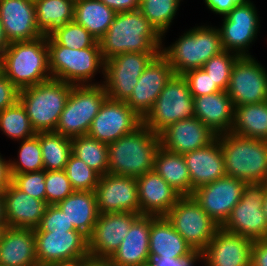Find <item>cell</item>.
<instances>
[{
	"instance_id": "1",
	"label": "cell",
	"mask_w": 267,
	"mask_h": 266,
	"mask_svg": "<svg viewBox=\"0 0 267 266\" xmlns=\"http://www.w3.org/2000/svg\"><path fill=\"white\" fill-rule=\"evenodd\" d=\"M162 38L139 10L116 13L99 40L104 61L125 52H161Z\"/></svg>"
},
{
	"instance_id": "2",
	"label": "cell",
	"mask_w": 267,
	"mask_h": 266,
	"mask_svg": "<svg viewBox=\"0 0 267 266\" xmlns=\"http://www.w3.org/2000/svg\"><path fill=\"white\" fill-rule=\"evenodd\" d=\"M1 72L20 91L52 79L47 38L13 42L0 55Z\"/></svg>"
},
{
	"instance_id": "3",
	"label": "cell",
	"mask_w": 267,
	"mask_h": 266,
	"mask_svg": "<svg viewBox=\"0 0 267 266\" xmlns=\"http://www.w3.org/2000/svg\"><path fill=\"white\" fill-rule=\"evenodd\" d=\"M160 137L142 124L108 145V173L138 178L153 171Z\"/></svg>"
},
{
	"instance_id": "4",
	"label": "cell",
	"mask_w": 267,
	"mask_h": 266,
	"mask_svg": "<svg viewBox=\"0 0 267 266\" xmlns=\"http://www.w3.org/2000/svg\"><path fill=\"white\" fill-rule=\"evenodd\" d=\"M225 174L246 182H267V140L247 138L232 132L218 135Z\"/></svg>"
},
{
	"instance_id": "5",
	"label": "cell",
	"mask_w": 267,
	"mask_h": 266,
	"mask_svg": "<svg viewBox=\"0 0 267 266\" xmlns=\"http://www.w3.org/2000/svg\"><path fill=\"white\" fill-rule=\"evenodd\" d=\"M72 87L50 79L19 91V101L36 133L55 131Z\"/></svg>"
},
{
	"instance_id": "6",
	"label": "cell",
	"mask_w": 267,
	"mask_h": 266,
	"mask_svg": "<svg viewBox=\"0 0 267 266\" xmlns=\"http://www.w3.org/2000/svg\"><path fill=\"white\" fill-rule=\"evenodd\" d=\"M224 51L218 28L197 26L184 33L169 47L163 46L161 53L169 61L174 74L202 68L213 56Z\"/></svg>"
},
{
	"instance_id": "7",
	"label": "cell",
	"mask_w": 267,
	"mask_h": 266,
	"mask_svg": "<svg viewBox=\"0 0 267 266\" xmlns=\"http://www.w3.org/2000/svg\"><path fill=\"white\" fill-rule=\"evenodd\" d=\"M48 49L52 79L72 85L100 84L92 82L97 71H102L104 76L105 61L100 47L71 49L61 45H48Z\"/></svg>"
},
{
	"instance_id": "8",
	"label": "cell",
	"mask_w": 267,
	"mask_h": 266,
	"mask_svg": "<svg viewBox=\"0 0 267 266\" xmlns=\"http://www.w3.org/2000/svg\"><path fill=\"white\" fill-rule=\"evenodd\" d=\"M107 97L102 83L73 85L54 132L71 139L87 135Z\"/></svg>"
},
{
	"instance_id": "9",
	"label": "cell",
	"mask_w": 267,
	"mask_h": 266,
	"mask_svg": "<svg viewBox=\"0 0 267 266\" xmlns=\"http://www.w3.org/2000/svg\"><path fill=\"white\" fill-rule=\"evenodd\" d=\"M193 96L183 75L174 74L159 94L152 109L143 118L146 125L155 134L182 119L194 118Z\"/></svg>"
},
{
	"instance_id": "10",
	"label": "cell",
	"mask_w": 267,
	"mask_h": 266,
	"mask_svg": "<svg viewBox=\"0 0 267 266\" xmlns=\"http://www.w3.org/2000/svg\"><path fill=\"white\" fill-rule=\"evenodd\" d=\"M196 252H203L220 228L192 196H181L165 215Z\"/></svg>"
},
{
	"instance_id": "11",
	"label": "cell",
	"mask_w": 267,
	"mask_h": 266,
	"mask_svg": "<svg viewBox=\"0 0 267 266\" xmlns=\"http://www.w3.org/2000/svg\"><path fill=\"white\" fill-rule=\"evenodd\" d=\"M266 190L267 182L247 184L240 201L221 228L253 241L267 239V219L262 209Z\"/></svg>"
},
{
	"instance_id": "12",
	"label": "cell",
	"mask_w": 267,
	"mask_h": 266,
	"mask_svg": "<svg viewBox=\"0 0 267 266\" xmlns=\"http://www.w3.org/2000/svg\"><path fill=\"white\" fill-rule=\"evenodd\" d=\"M161 52H125L105 61L104 81L108 98L126 102L146 66Z\"/></svg>"
},
{
	"instance_id": "13",
	"label": "cell",
	"mask_w": 267,
	"mask_h": 266,
	"mask_svg": "<svg viewBox=\"0 0 267 266\" xmlns=\"http://www.w3.org/2000/svg\"><path fill=\"white\" fill-rule=\"evenodd\" d=\"M226 92L235 107L267 101V70L252 55L240 56Z\"/></svg>"
},
{
	"instance_id": "14",
	"label": "cell",
	"mask_w": 267,
	"mask_h": 266,
	"mask_svg": "<svg viewBox=\"0 0 267 266\" xmlns=\"http://www.w3.org/2000/svg\"><path fill=\"white\" fill-rule=\"evenodd\" d=\"M257 15L253 2L244 0L223 16L222 26L218 30L224 50L235 52L239 56H250L249 46L257 38L260 27Z\"/></svg>"
},
{
	"instance_id": "15",
	"label": "cell",
	"mask_w": 267,
	"mask_h": 266,
	"mask_svg": "<svg viewBox=\"0 0 267 266\" xmlns=\"http://www.w3.org/2000/svg\"><path fill=\"white\" fill-rule=\"evenodd\" d=\"M143 119L124 101L106 98L94 117L88 136L107 145L134 132Z\"/></svg>"
},
{
	"instance_id": "16",
	"label": "cell",
	"mask_w": 267,
	"mask_h": 266,
	"mask_svg": "<svg viewBox=\"0 0 267 266\" xmlns=\"http://www.w3.org/2000/svg\"><path fill=\"white\" fill-rule=\"evenodd\" d=\"M247 183L225 175L194 190L192 197L218 225L222 226L240 201Z\"/></svg>"
},
{
	"instance_id": "17",
	"label": "cell",
	"mask_w": 267,
	"mask_h": 266,
	"mask_svg": "<svg viewBox=\"0 0 267 266\" xmlns=\"http://www.w3.org/2000/svg\"><path fill=\"white\" fill-rule=\"evenodd\" d=\"M138 213H100L88 236V253L95 260H108L129 233Z\"/></svg>"
},
{
	"instance_id": "18",
	"label": "cell",
	"mask_w": 267,
	"mask_h": 266,
	"mask_svg": "<svg viewBox=\"0 0 267 266\" xmlns=\"http://www.w3.org/2000/svg\"><path fill=\"white\" fill-rule=\"evenodd\" d=\"M34 233L38 266L89 256L88 237L81 231Z\"/></svg>"
},
{
	"instance_id": "19",
	"label": "cell",
	"mask_w": 267,
	"mask_h": 266,
	"mask_svg": "<svg viewBox=\"0 0 267 266\" xmlns=\"http://www.w3.org/2000/svg\"><path fill=\"white\" fill-rule=\"evenodd\" d=\"M99 213L128 212L140 214L137 179L106 173L95 188Z\"/></svg>"
},
{
	"instance_id": "20",
	"label": "cell",
	"mask_w": 267,
	"mask_h": 266,
	"mask_svg": "<svg viewBox=\"0 0 267 266\" xmlns=\"http://www.w3.org/2000/svg\"><path fill=\"white\" fill-rule=\"evenodd\" d=\"M173 75L169 61L160 53L146 66L126 103L143 119Z\"/></svg>"
},
{
	"instance_id": "21",
	"label": "cell",
	"mask_w": 267,
	"mask_h": 266,
	"mask_svg": "<svg viewBox=\"0 0 267 266\" xmlns=\"http://www.w3.org/2000/svg\"><path fill=\"white\" fill-rule=\"evenodd\" d=\"M253 240L223 230L216 231L202 252L206 266H250Z\"/></svg>"
},
{
	"instance_id": "22",
	"label": "cell",
	"mask_w": 267,
	"mask_h": 266,
	"mask_svg": "<svg viewBox=\"0 0 267 266\" xmlns=\"http://www.w3.org/2000/svg\"><path fill=\"white\" fill-rule=\"evenodd\" d=\"M160 146L184 155L210 144L217 135L198 118L182 119L165 128L160 134Z\"/></svg>"
},
{
	"instance_id": "23",
	"label": "cell",
	"mask_w": 267,
	"mask_h": 266,
	"mask_svg": "<svg viewBox=\"0 0 267 266\" xmlns=\"http://www.w3.org/2000/svg\"><path fill=\"white\" fill-rule=\"evenodd\" d=\"M0 20L10 43L43 36L37 27L34 0H0Z\"/></svg>"
},
{
	"instance_id": "24",
	"label": "cell",
	"mask_w": 267,
	"mask_h": 266,
	"mask_svg": "<svg viewBox=\"0 0 267 266\" xmlns=\"http://www.w3.org/2000/svg\"><path fill=\"white\" fill-rule=\"evenodd\" d=\"M136 179L138 184L140 215L155 217L165 216L181 197V195L154 170Z\"/></svg>"
},
{
	"instance_id": "25",
	"label": "cell",
	"mask_w": 267,
	"mask_h": 266,
	"mask_svg": "<svg viewBox=\"0 0 267 266\" xmlns=\"http://www.w3.org/2000/svg\"><path fill=\"white\" fill-rule=\"evenodd\" d=\"M8 227L36 229L45 214L47 202L31 197L12 182L2 192Z\"/></svg>"
},
{
	"instance_id": "26",
	"label": "cell",
	"mask_w": 267,
	"mask_h": 266,
	"mask_svg": "<svg viewBox=\"0 0 267 266\" xmlns=\"http://www.w3.org/2000/svg\"><path fill=\"white\" fill-rule=\"evenodd\" d=\"M183 157L193 191L226 175L224 156L218 136L207 146L188 152Z\"/></svg>"
},
{
	"instance_id": "27",
	"label": "cell",
	"mask_w": 267,
	"mask_h": 266,
	"mask_svg": "<svg viewBox=\"0 0 267 266\" xmlns=\"http://www.w3.org/2000/svg\"><path fill=\"white\" fill-rule=\"evenodd\" d=\"M151 216L140 215L114 254L107 260L110 266H142L150 261Z\"/></svg>"
},
{
	"instance_id": "28",
	"label": "cell",
	"mask_w": 267,
	"mask_h": 266,
	"mask_svg": "<svg viewBox=\"0 0 267 266\" xmlns=\"http://www.w3.org/2000/svg\"><path fill=\"white\" fill-rule=\"evenodd\" d=\"M195 117L217 136L232 131L235 106L226 91L193 98Z\"/></svg>"
},
{
	"instance_id": "29",
	"label": "cell",
	"mask_w": 267,
	"mask_h": 266,
	"mask_svg": "<svg viewBox=\"0 0 267 266\" xmlns=\"http://www.w3.org/2000/svg\"><path fill=\"white\" fill-rule=\"evenodd\" d=\"M0 265L38 266L34 229H3L0 237Z\"/></svg>"
},
{
	"instance_id": "30",
	"label": "cell",
	"mask_w": 267,
	"mask_h": 266,
	"mask_svg": "<svg viewBox=\"0 0 267 266\" xmlns=\"http://www.w3.org/2000/svg\"><path fill=\"white\" fill-rule=\"evenodd\" d=\"M195 251L165 216H151L150 257L185 258Z\"/></svg>"
},
{
	"instance_id": "31",
	"label": "cell",
	"mask_w": 267,
	"mask_h": 266,
	"mask_svg": "<svg viewBox=\"0 0 267 266\" xmlns=\"http://www.w3.org/2000/svg\"><path fill=\"white\" fill-rule=\"evenodd\" d=\"M56 205L76 230L87 237L92 233L100 214L94 191H74Z\"/></svg>"
},
{
	"instance_id": "32",
	"label": "cell",
	"mask_w": 267,
	"mask_h": 266,
	"mask_svg": "<svg viewBox=\"0 0 267 266\" xmlns=\"http://www.w3.org/2000/svg\"><path fill=\"white\" fill-rule=\"evenodd\" d=\"M181 196H192L191 181L183 155L159 147L155 154L154 169Z\"/></svg>"
},
{
	"instance_id": "33",
	"label": "cell",
	"mask_w": 267,
	"mask_h": 266,
	"mask_svg": "<svg viewBox=\"0 0 267 266\" xmlns=\"http://www.w3.org/2000/svg\"><path fill=\"white\" fill-rule=\"evenodd\" d=\"M36 22L44 37H50L74 21L75 0H34Z\"/></svg>"
},
{
	"instance_id": "34",
	"label": "cell",
	"mask_w": 267,
	"mask_h": 266,
	"mask_svg": "<svg viewBox=\"0 0 267 266\" xmlns=\"http://www.w3.org/2000/svg\"><path fill=\"white\" fill-rule=\"evenodd\" d=\"M116 12L99 0H75L74 21L98 41L112 24Z\"/></svg>"
},
{
	"instance_id": "35",
	"label": "cell",
	"mask_w": 267,
	"mask_h": 266,
	"mask_svg": "<svg viewBox=\"0 0 267 266\" xmlns=\"http://www.w3.org/2000/svg\"><path fill=\"white\" fill-rule=\"evenodd\" d=\"M232 133L267 140V101L235 107Z\"/></svg>"
},
{
	"instance_id": "36",
	"label": "cell",
	"mask_w": 267,
	"mask_h": 266,
	"mask_svg": "<svg viewBox=\"0 0 267 266\" xmlns=\"http://www.w3.org/2000/svg\"><path fill=\"white\" fill-rule=\"evenodd\" d=\"M44 170H64L72 153L71 138L56 132H40Z\"/></svg>"
},
{
	"instance_id": "37",
	"label": "cell",
	"mask_w": 267,
	"mask_h": 266,
	"mask_svg": "<svg viewBox=\"0 0 267 266\" xmlns=\"http://www.w3.org/2000/svg\"><path fill=\"white\" fill-rule=\"evenodd\" d=\"M72 153L100 175L108 173V145L88 135L71 139Z\"/></svg>"
},
{
	"instance_id": "38",
	"label": "cell",
	"mask_w": 267,
	"mask_h": 266,
	"mask_svg": "<svg viewBox=\"0 0 267 266\" xmlns=\"http://www.w3.org/2000/svg\"><path fill=\"white\" fill-rule=\"evenodd\" d=\"M0 130L10 139H27L36 134L23 105L18 100L0 112Z\"/></svg>"
},
{
	"instance_id": "39",
	"label": "cell",
	"mask_w": 267,
	"mask_h": 266,
	"mask_svg": "<svg viewBox=\"0 0 267 266\" xmlns=\"http://www.w3.org/2000/svg\"><path fill=\"white\" fill-rule=\"evenodd\" d=\"M181 0H140L139 11L164 36Z\"/></svg>"
},
{
	"instance_id": "40",
	"label": "cell",
	"mask_w": 267,
	"mask_h": 266,
	"mask_svg": "<svg viewBox=\"0 0 267 266\" xmlns=\"http://www.w3.org/2000/svg\"><path fill=\"white\" fill-rule=\"evenodd\" d=\"M17 161L9 159L10 176L26 172L40 171L44 169L42 152L40 147V132L24 139L18 151Z\"/></svg>"
},
{
	"instance_id": "41",
	"label": "cell",
	"mask_w": 267,
	"mask_h": 266,
	"mask_svg": "<svg viewBox=\"0 0 267 266\" xmlns=\"http://www.w3.org/2000/svg\"><path fill=\"white\" fill-rule=\"evenodd\" d=\"M47 45H61L71 49L100 47L99 41L75 21L68 22L48 37Z\"/></svg>"
},
{
	"instance_id": "42",
	"label": "cell",
	"mask_w": 267,
	"mask_h": 266,
	"mask_svg": "<svg viewBox=\"0 0 267 266\" xmlns=\"http://www.w3.org/2000/svg\"><path fill=\"white\" fill-rule=\"evenodd\" d=\"M64 171L75 191H95L101 176L73 153L69 156Z\"/></svg>"
},
{
	"instance_id": "43",
	"label": "cell",
	"mask_w": 267,
	"mask_h": 266,
	"mask_svg": "<svg viewBox=\"0 0 267 266\" xmlns=\"http://www.w3.org/2000/svg\"><path fill=\"white\" fill-rule=\"evenodd\" d=\"M239 57L235 52L224 50L210 58L202 68L222 91H227L234 63Z\"/></svg>"
},
{
	"instance_id": "44",
	"label": "cell",
	"mask_w": 267,
	"mask_h": 266,
	"mask_svg": "<svg viewBox=\"0 0 267 266\" xmlns=\"http://www.w3.org/2000/svg\"><path fill=\"white\" fill-rule=\"evenodd\" d=\"M45 186L48 205H56L75 191L64 170H45Z\"/></svg>"
},
{
	"instance_id": "45",
	"label": "cell",
	"mask_w": 267,
	"mask_h": 266,
	"mask_svg": "<svg viewBox=\"0 0 267 266\" xmlns=\"http://www.w3.org/2000/svg\"><path fill=\"white\" fill-rule=\"evenodd\" d=\"M11 182L31 197L46 202L45 170L14 174Z\"/></svg>"
},
{
	"instance_id": "46",
	"label": "cell",
	"mask_w": 267,
	"mask_h": 266,
	"mask_svg": "<svg viewBox=\"0 0 267 266\" xmlns=\"http://www.w3.org/2000/svg\"><path fill=\"white\" fill-rule=\"evenodd\" d=\"M182 75L189 85L193 98L222 91L203 68L192 69Z\"/></svg>"
},
{
	"instance_id": "47",
	"label": "cell",
	"mask_w": 267,
	"mask_h": 266,
	"mask_svg": "<svg viewBox=\"0 0 267 266\" xmlns=\"http://www.w3.org/2000/svg\"><path fill=\"white\" fill-rule=\"evenodd\" d=\"M53 231H79L69 222L66 215L57 205H48L45 214L41 218L39 226L34 232H53Z\"/></svg>"
},
{
	"instance_id": "48",
	"label": "cell",
	"mask_w": 267,
	"mask_h": 266,
	"mask_svg": "<svg viewBox=\"0 0 267 266\" xmlns=\"http://www.w3.org/2000/svg\"><path fill=\"white\" fill-rule=\"evenodd\" d=\"M19 100V90L1 72L0 73V112Z\"/></svg>"
},
{
	"instance_id": "49",
	"label": "cell",
	"mask_w": 267,
	"mask_h": 266,
	"mask_svg": "<svg viewBox=\"0 0 267 266\" xmlns=\"http://www.w3.org/2000/svg\"><path fill=\"white\" fill-rule=\"evenodd\" d=\"M200 259V260H199ZM202 260L201 252H194L191 256L185 258H160L150 257L149 263L153 266H194L197 261Z\"/></svg>"
},
{
	"instance_id": "50",
	"label": "cell",
	"mask_w": 267,
	"mask_h": 266,
	"mask_svg": "<svg viewBox=\"0 0 267 266\" xmlns=\"http://www.w3.org/2000/svg\"><path fill=\"white\" fill-rule=\"evenodd\" d=\"M250 266H267V239L253 241Z\"/></svg>"
},
{
	"instance_id": "51",
	"label": "cell",
	"mask_w": 267,
	"mask_h": 266,
	"mask_svg": "<svg viewBox=\"0 0 267 266\" xmlns=\"http://www.w3.org/2000/svg\"><path fill=\"white\" fill-rule=\"evenodd\" d=\"M244 0H204L207 7L214 13L226 16L236 5Z\"/></svg>"
},
{
	"instance_id": "52",
	"label": "cell",
	"mask_w": 267,
	"mask_h": 266,
	"mask_svg": "<svg viewBox=\"0 0 267 266\" xmlns=\"http://www.w3.org/2000/svg\"><path fill=\"white\" fill-rule=\"evenodd\" d=\"M116 13L139 9L140 0H99Z\"/></svg>"
},
{
	"instance_id": "53",
	"label": "cell",
	"mask_w": 267,
	"mask_h": 266,
	"mask_svg": "<svg viewBox=\"0 0 267 266\" xmlns=\"http://www.w3.org/2000/svg\"><path fill=\"white\" fill-rule=\"evenodd\" d=\"M11 176L9 171V160L6 161L0 155V193L10 184Z\"/></svg>"
},
{
	"instance_id": "54",
	"label": "cell",
	"mask_w": 267,
	"mask_h": 266,
	"mask_svg": "<svg viewBox=\"0 0 267 266\" xmlns=\"http://www.w3.org/2000/svg\"><path fill=\"white\" fill-rule=\"evenodd\" d=\"M93 258L89 256H85L79 259L71 260V261H63L59 263H53L47 266H87Z\"/></svg>"
},
{
	"instance_id": "55",
	"label": "cell",
	"mask_w": 267,
	"mask_h": 266,
	"mask_svg": "<svg viewBox=\"0 0 267 266\" xmlns=\"http://www.w3.org/2000/svg\"><path fill=\"white\" fill-rule=\"evenodd\" d=\"M10 45L9 40L6 37L3 24L0 20V55L5 51V49Z\"/></svg>"
},
{
	"instance_id": "56",
	"label": "cell",
	"mask_w": 267,
	"mask_h": 266,
	"mask_svg": "<svg viewBox=\"0 0 267 266\" xmlns=\"http://www.w3.org/2000/svg\"><path fill=\"white\" fill-rule=\"evenodd\" d=\"M0 226H7L4 209V198L2 193H0Z\"/></svg>"
},
{
	"instance_id": "57",
	"label": "cell",
	"mask_w": 267,
	"mask_h": 266,
	"mask_svg": "<svg viewBox=\"0 0 267 266\" xmlns=\"http://www.w3.org/2000/svg\"><path fill=\"white\" fill-rule=\"evenodd\" d=\"M87 266H110L107 260L93 259Z\"/></svg>"
},
{
	"instance_id": "58",
	"label": "cell",
	"mask_w": 267,
	"mask_h": 266,
	"mask_svg": "<svg viewBox=\"0 0 267 266\" xmlns=\"http://www.w3.org/2000/svg\"><path fill=\"white\" fill-rule=\"evenodd\" d=\"M262 209H263V212H264L265 217L267 219V190H266L265 195H264V199H263V203H262Z\"/></svg>"
},
{
	"instance_id": "59",
	"label": "cell",
	"mask_w": 267,
	"mask_h": 266,
	"mask_svg": "<svg viewBox=\"0 0 267 266\" xmlns=\"http://www.w3.org/2000/svg\"><path fill=\"white\" fill-rule=\"evenodd\" d=\"M8 226H0V237H1V234H2V232H3V229L4 228H7Z\"/></svg>"
},
{
	"instance_id": "60",
	"label": "cell",
	"mask_w": 267,
	"mask_h": 266,
	"mask_svg": "<svg viewBox=\"0 0 267 266\" xmlns=\"http://www.w3.org/2000/svg\"><path fill=\"white\" fill-rule=\"evenodd\" d=\"M142 266H153L151 263H146V264H143Z\"/></svg>"
},
{
	"instance_id": "61",
	"label": "cell",
	"mask_w": 267,
	"mask_h": 266,
	"mask_svg": "<svg viewBox=\"0 0 267 266\" xmlns=\"http://www.w3.org/2000/svg\"><path fill=\"white\" fill-rule=\"evenodd\" d=\"M0 73H1V57H0Z\"/></svg>"
}]
</instances>
